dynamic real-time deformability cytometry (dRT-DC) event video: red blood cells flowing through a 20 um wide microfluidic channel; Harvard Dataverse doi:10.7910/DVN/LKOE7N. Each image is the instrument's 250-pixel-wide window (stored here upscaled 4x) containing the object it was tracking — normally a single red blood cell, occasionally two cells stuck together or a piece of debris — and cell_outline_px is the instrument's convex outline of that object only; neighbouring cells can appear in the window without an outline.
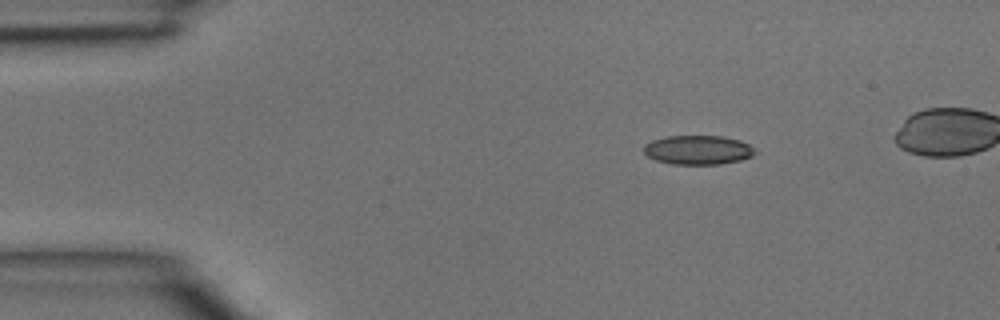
{"species": "common noctule bat (a hibernating species)", "species_latin": "Nyctalus noctula", "temperature_condition": "room temperature", "stored_images_in_passage": 2, "camera_frame_rate_fps": 3000, "um_per_image_px": 0.085, "animal": {"sex": "male", "body_mass_g": 15.6}, "frame": {"image": 1, "passage_image": 2, "time_ms": 0.333, "image_size_px": [1000, 320], "cell_outline_px": [[756, 152], [752, 156], [740, 160], [720, 164], [672, 164], [656, 160], [648, 156], [644, 152], [644, 144], [652, 140], [668, 136], [724, 136], [740, 140], [748, 144]], "centroid_in_image_um": [59.32, 12.74], "position_along_channel_um": 25.7, "area_um2": 18.84}}